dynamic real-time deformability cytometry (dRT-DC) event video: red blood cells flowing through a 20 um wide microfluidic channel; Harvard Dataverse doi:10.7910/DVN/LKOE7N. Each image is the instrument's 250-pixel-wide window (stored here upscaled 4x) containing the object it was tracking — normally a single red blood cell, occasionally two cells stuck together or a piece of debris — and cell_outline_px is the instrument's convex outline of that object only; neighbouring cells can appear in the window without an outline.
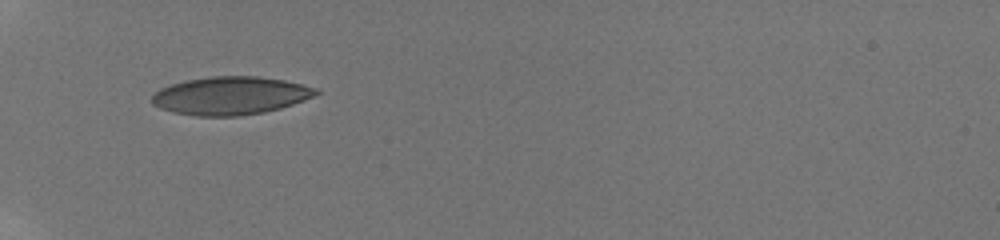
{"species": "human", "species_latin": "Homo sapiens", "temperature_condition": "room temperature", "stored_images_in_passage": 19, "camera_frame_rate_fps": 3000, "um_per_image_px": 0.085, "donor": {"sex": "male"}, "frame": {"image": 1, "passage_image": 1, "time_ms": 0.0, "image_size_px": [1000, 240], "cell_outline_px": [[320, 92], [304, 100], [280, 108], [264, 112], [236, 116], [196, 116], [172, 112], [160, 108], [152, 104], [152, 96], [160, 88], [184, 80], [212, 76], [256, 76], [284, 80], [316, 88]], "centroid_in_image_um": [19.55, 8.13], "position_along_channel_um": 65.4, "area_um2": 36.24}}
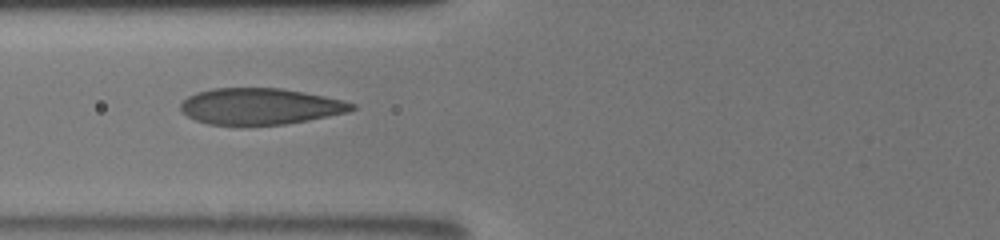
{"frame": {"image": 2, "passage_image": 8, "time_ms": 1.333, "image_size_px": [1000, 240], "cell_outline_px": [[356, 108], [348, 112], [308, 120], [284, 124], [208, 124], [196, 120], [188, 116], [180, 108], [180, 104], [188, 96], [196, 92], [212, 88], [280, 88], [304, 92], [344, 100], [356, 104]], "centroid_in_image_um": [22.13, 9.02], "position_along_channel_um": 103.7, "area_um2": 35.95}}
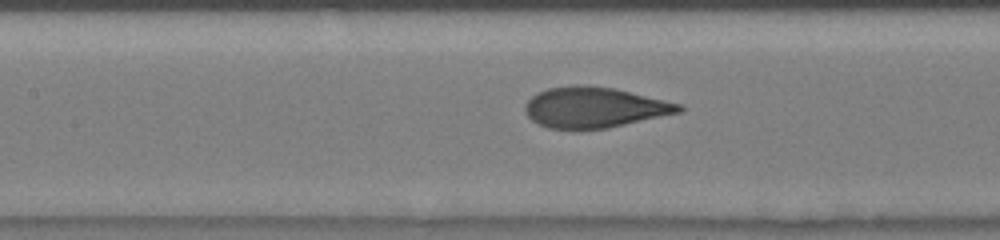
{"frame": {"image": 3, "passage_image": 15, "time_ms": 2.667, "image_size_px": [1000, 240], "cell_outline_px": [[684, 108], [680, 112], [608, 128], [572, 132], [548, 128], [532, 120], [528, 116], [524, 108], [524, 104], [536, 92], [548, 88], [572, 84], [576, 84], [616, 88], [684, 104]], "centroid_in_image_um": [50.5, 9.15], "position_along_channel_um": 156.9, "area_um2": 37.28}}